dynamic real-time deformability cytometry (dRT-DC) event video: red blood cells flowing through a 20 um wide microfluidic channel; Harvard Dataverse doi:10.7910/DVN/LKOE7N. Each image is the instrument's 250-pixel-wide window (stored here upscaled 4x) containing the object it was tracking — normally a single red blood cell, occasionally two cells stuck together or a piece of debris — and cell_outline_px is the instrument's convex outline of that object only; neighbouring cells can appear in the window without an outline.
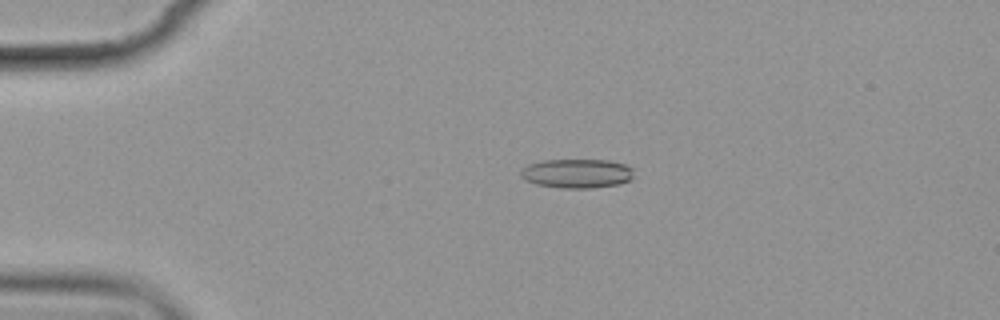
{"species": "common noctule bat (a hibernating species)", "species_latin": "Nyctalus noctula", "temperature_condition": "cold", "stored_images_in_passage": 5, "camera_frame_rate_fps": 3000, "um_per_image_px": 0.085, "animal": {"sex": "female", "body_mass_g": 19.9}, "frame": {"image": 1, "passage_image": 4, "time_ms": 3.333, "image_size_px": [1000, 320], "cell_outline_px": [[632, 180], [620, 184], [592, 188], [560, 188], [536, 184], [520, 176], [520, 168], [528, 164], [544, 160], [608, 160], [624, 164], [632, 168]], "centroid_in_image_um": [49.03, 14.74], "position_along_channel_um": 36.0, "area_um2": 19.31}}